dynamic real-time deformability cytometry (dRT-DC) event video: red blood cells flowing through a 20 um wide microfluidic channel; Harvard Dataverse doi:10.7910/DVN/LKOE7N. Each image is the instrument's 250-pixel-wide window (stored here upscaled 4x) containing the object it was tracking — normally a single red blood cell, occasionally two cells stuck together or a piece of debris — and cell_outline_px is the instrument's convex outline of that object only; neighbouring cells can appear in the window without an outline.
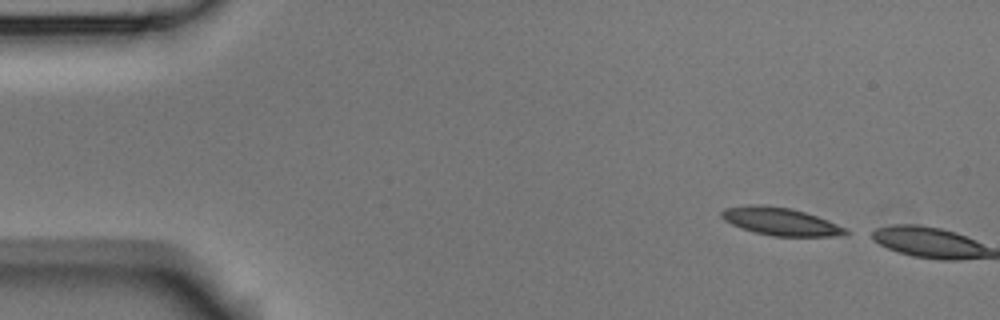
{"species": "Egyptian fruit bat (a non-hibernating species)", "species_latin": "Rousettus aegyptiacus", "temperature_condition": "room temperature", "stored_images_in_passage": 2, "camera_frame_rate_fps": 3000, "um_per_image_px": 0.085, "animal": {"sex": "male"}, "frame": {"image": 1, "passage_image": 1, "time_ms": 0.0, "image_size_px": [1000, 320], "cell_outline_px": [[848, 232], [836, 236], [772, 236], [740, 228], [724, 220], [720, 216], [720, 212], [724, 208], [748, 204], [760, 204], [792, 208], [828, 220], [844, 228]], "centroid_in_image_um": [66.26, 18.81], "position_along_channel_um": 18.7, "area_um2": 19.94}}